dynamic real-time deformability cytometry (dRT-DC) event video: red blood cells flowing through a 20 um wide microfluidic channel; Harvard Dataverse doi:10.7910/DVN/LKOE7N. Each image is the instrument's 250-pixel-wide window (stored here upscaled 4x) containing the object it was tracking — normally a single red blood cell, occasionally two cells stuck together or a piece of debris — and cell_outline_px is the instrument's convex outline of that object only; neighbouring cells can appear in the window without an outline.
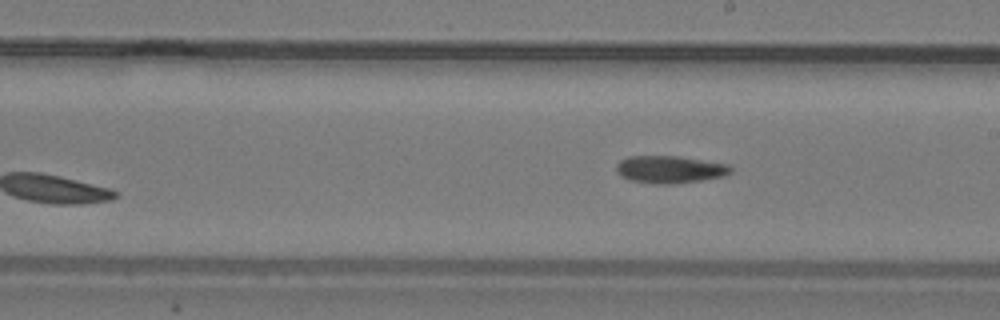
{"species": "common noctule bat (a hibernating species)", "species_latin": "Nyctalus noctula", "temperature_condition": "warm", "stored_images_in_passage": 10, "segment_of_instrument_passage": [2, 2], "camera_frame_rate_fps": 3000, "um_per_image_px": 0.085, "animal": {"sex": "male", "body_mass_g": 19.2, "forearm_length_mm": 51.8}, "frame": {"image": 1, "passage_image": 10, "time_ms": 3.0, "image_size_px": [1000, 320], "cell_outline_px": [[732, 172], [724, 176], [700, 180], [672, 184], [656, 184], [632, 180], [620, 176], [616, 172], [616, 164], [620, 160], [628, 156], [680, 156], [728, 164], [732, 168]], "centroid_in_image_um": [56.92, 14.39], "position_along_channel_um": 232.1, "area_um2": 18.32}}